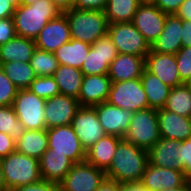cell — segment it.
I'll list each match as a JSON object with an SVG mask.
<instances>
[{
	"instance_id": "cell-31",
	"label": "cell",
	"mask_w": 191,
	"mask_h": 191,
	"mask_svg": "<svg viewBox=\"0 0 191 191\" xmlns=\"http://www.w3.org/2000/svg\"><path fill=\"white\" fill-rule=\"evenodd\" d=\"M139 4V0H108L104 10L108 23L132 22Z\"/></svg>"
},
{
	"instance_id": "cell-54",
	"label": "cell",
	"mask_w": 191,
	"mask_h": 191,
	"mask_svg": "<svg viewBox=\"0 0 191 191\" xmlns=\"http://www.w3.org/2000/svg\"><path fill=\"white\" fill-rule=\"evenodd\" d=\"M140 3L144 4H156L158 0H139Z\"/></svg>"
},
{
	"instance_id": "cell-6",
	"label": "cell",
	"mask_w": 191,
	"mask_h": 191,
	"mask_svg": "<svg viewBox=\"0 0 191 191\" xmlns=\"http://www.w3.org/2000/svg\"><path fill=\"white\" fill-rule=\"evenodd\" d=\"M45 102L46 100L28 89L18 90L12 107L26 130L46 129Z\"/></svg>"
},
{
	"instance_id": "cell-30",
	"label": "cell",
	"mask_w": 191,
	"mask_h": 191,
	"mask_svg": "<svg viewBox=\"0 0 191 191\" xmlns=\"http://www.w3.org/2000/svg\"><path fill=\"white\" fill-rule=\"evenodd\" d=\"M15 146L16 151L39 160L48 149L47 129L25 130Z\"/></svg>"
},
{
	"instance_id": "cell-18",
	"label": "cell",
	"mask_w": 191,
	"mask_h": 191,
	"mask_svg": "<svg viewBox=\"0 0 191 191\" xmlns=\"http://www.w3.org/2000/svg\"><path fill=\"white\" fill-rule=\"evenodd\" d=\"M145 68L171 88L184 84L180 79L175 54L156 53L150 49L145 57Z\"/></svg>"
},
{
	"instance_id": "cell-23",
	"label": "cell",
	"mask_w": 191,
	"mask_h": 191,
	"mask_svg": "<svg viewBox=\"0 0 191 191\" xmlns=\"http://www.w3.org/2000/svg\"><path fill=\"white\" fill-rule=\"evenodd\" d=\"M181 141L160 138L148 151V163L154 166L183 171L177 161Z\"/></svg>"
},
{
	"instance_id": "cell-20",
	"label": "cell",
	"mask_w": 191,
	"mask_h": 191,
	"mask_svg": "<svg viewBox=\"0 0 191 191\" xmlns=\"http://www.w3.org/2000/svg\"><path fill=\"white\" fill-rule=\"evenodd\" d=\"M161 138L185 141L191 138V118L178 115L164 108L157 109Z\"/></svg>"
},
{
	"instance_id": "cell-16",
	"label": "cell",
	"mask_w": 191,
	"mask_h": 191,
	"mask_svg": "<svg viewBox=\"0 0 191 191\" xmlns=\"http://www.w3.org/2000/svg\"><path fill=\"white\" fill-rule=\"evenodd\" d=\"M93 107L106 135L125 137L133 112L111 105L108 102H103Z\"/></svg>"
},
{
	"instance_id": "cell-15",
	"label": "cell",
	"mask_w": 191,
	"mask_h": 191,
	"mask_svg": "<svg viewBox=\"0 0 191 191\" xmlns=\"http://www.w3.org/2000/svg\"><path fill=\"white\" fill-rule=\"evenodd\" d=\"M187 182L181 170L162 168L147 164L140 183L146 191H165L183 186Z\"/></svg>"
},
{
	"instance_id": "cell-29",
	"label": "cell",
	"mask_w": 191,
	"mask_h": 191,
	"mask_svg": "<svg viewBox=\"0 0 191 191\" xmlns=\"http://www.w3.org/2000/svg\"><path fill=\"white\" fill-rule=\"evenodd\" d=\"M53 77L58 84L60 94L78 98L84 77L81 69L59 65Z\"/></svg>"
},
{
	"instance_id": "cell-47",
	"label": "cell",
	"mask_w": 191,
	"mask_h": 191,
	"mask_svg": "<svg viewBox=\"0 0 191 191\" xmlns=\"http://www.w3.org/2000/svg\"><path fill=\"white\" fill-rule=\"evenodd\" d=\"M176 15L184 20H191V0H185Z\"/></svg>"
},
{
	"instance_id": "cell-11",
	"label": "cell",
	"mask_w": 191,
	"mask_h": 191,
	"mask_svg": "<svg viewBox=\"0 0 191 191\" xmlns=\"http://www.w3.org/2000/svg\"><path fill=\"white\" fill-rule=\"evenodd\" d=\"M118 54L108 34L100 37L91 44L88 55L83 61L81 67L83 75L108 74L109 65Z\"/></svg>"
},
{
	"instance_id": "cell-44",
	"label": "cell",
	"mask_w": 191,
	"mask_h": 191,
	"mask_svg": "<svg viewBox=\"0 0 191 191\" xmlns=\"http://www.w3.org/2000/svg\"><path fill=\"white\" fill-rule=\"evenodd\" d=\"M184 1L185 0H158L155 5L166 14H176Z\"/></svg>"
},
{
	"instance_id": "cell-34",
	"label": "cell",
	"mask_w": 191,
	"mask_h": 191,
	"mask_svg": "<svg viewBox=\"0 0 191 191\" xmlns=\"http://www.w3.org/2000/svg\"><path fill=\"white\" fill-rule=\"evenodd\" d=\"M25 127L18 120L12 105H0V132L10 135L17 142L25 132Z\"/></svg>"
},
{
	"instance_id": "cell-33",
	"label": "cell",
	"mask_w": 191,
	"mask_h": 191,
	"mask_svg": "<svg viewBox=\"0 0 191 191\" xmlns=\"http://www.w3.org/2000/svg\"><path fill=\"white\" fill-rule=\"evenodd\" d=\"M163 108L191 118V87L184 83L171 88Z\"/></svg>"
},
{
	"instance_id": "cell-49",
	"label": "cell",
	"mask_w": 191,
	"mask_h": 191,
	"mask_svg": "<svg viewBox=\"0 0 191 191\" xmlns=\"http://www.w3.org/2000/svg\"><path fill=\"white\" fill-rule=\"evenodd\" d=\"M53 3L61 12L73 8L74 0H49Z\"/></svg>"
},
{
	"instance_id": "cell-2",
	"label": "cell",
	"mask_w": 191,
	"mask_h": 191,
	"mask_svg": "<svg viewBox=\"0 0 191 191\" xmlns=\"http://www.w3.org/2000/svg\"><path fill=\"white\" fill-rule=\"evenodd\" d=\"M62 12L49 0H38L31 5H20L12 16L16 35L35 39L48 21Z\"/></svg>"
},
{
	"instance_id": "cell-25",
	"label": "cell",
	"mask_w": 191,
	"mask_h": 191,
	"mask_svg": "<svg viewBox=\"0 0 191 191\" xmlns=\"http://www.w3.org/2000/svg\"><path fill=\"white\" fill-rule=\"evenodd\" d=\"M122 138L105 135L86 151V161L96 168L106 171L113 160Z\"/></svg>"
},
{
	"instance_id": "cell-21",
	"label": "cell",
	"mask_w": 191,
	"mask_h": 191,
	"mask_svg": "<svg viewBox=\"0 0 191 191\" xmlns=\"http://www.w3.org/2000/svg\"><path fill=\"white\" fill-rule=\"evenodd\" d=\"M145 69V58L119 53L109 65L108 76L112 82L140 78Z\"/></svg>"
},
{
	"instance_id": "cell-14",
	"label": "cell",
	"mask_w": 191,
	"mask_h": 191,
	"mask_svg": "<svg viewBox=\"0 0 191 191\" xmlns=\"http://www.w3.org/2000/svg\"><path fill=\"white\" fill-rule=\"evenodd\" d=\"M80 107L78 99L64 94L47 99L44 110L46 129L71 125Z\"/></svg>"
},
{
	"instance_id": "cell-52",
	"label": "cell",
	"mask_w": 191,
	"mask_h": 191,
	"mask_svg": "<svg viewBox=\"0 0 191 191\" xmlns=\"http://www.w3.org/2000/svg\"><path fill=\"white\" fill-rule=\"evenodd\" d=\"M0 191H6L5 185H4V177H3L1 163H0Z\"/></svg>"
},
{
	"instance_id": "cell-36",
	"label": "cell",
	"mask_w": 191,
	"mask_h": 191,
	"mask_svg": "<svg viewBox=\"0 0 191 191\" xmlns=\"http://www.w3.org/2000/svg\"><path fill=\"white\" fill-rule=\"evenodd\" d=\"M28 90L44 100L60 94L58 84L53 76H37L31 82Z\"/></svg>"
},
{
	"instance_id": "cell-32",
	"label": "cell",
	"mask_w": 191,
	"mask_h": 191,
	"mask_svg": "<svg viewBox=\"0 0 191 191\" xmlns=\"http://www.w3.org/2000/svg\"><path fill=\"white\" fill-rule=\"evenodd\" d=\"M0 67L19 90L28 89L31 82L37 77L29 62L0 63Z\"/></svg>"
},
{
	"instance_id": "cell-42",
	"label": "cell",
	"mask_w": 191,
	"mask_h": 191,
	"mask_svg": "<svg viewBox=\"0 0 191 191\" xmlns=\"http://www.w3.org/2000/svg\"><path fill=\"white\" fill-rule=\"evenodd\" d=\"M108 0H74L73 8L81 10L104 11Z\"/></svg>"
},
{
	"instance_id": "cell-3",
	"label": "cell",
	"mask_w": 191,
	"mask_h": 191,
	"mask_svg": "<svg viewBox=\"0 0 191 191\" xmlns=\"http://www.w3.org/2000/svg\"><path fill=\"white\" fill-rule=\"evenodd\" d=\"M69 23L72 39L93 44L108 32V20L104 11L68 9L62 12Z\"/></svg>"
},
{
	"instance_id": "cell-43",
	"label": "cell",
	"mask_w": 191,
	"mask_h": 191,
	"mask_svg": "<svg viewBox=\"0 0 191 191\" xmlns=\"http://www.w3.org/2000/svg\"><path fill=\"white\" fill-rule=\"evenodd\" d=\"M16 150L15 141L7 133L0 132V159Z\"/></svg>"
},
{
	"instance_id": "cell-13",
	"label": "cell",
	"mask_w": 191,
	"mask_h": 191,
	"mask_svg": "<svg viewBox=\"0 0 191 191\" xmlns=\"http://www.w3.org/2000/svg\"><path fill=\"white\" fill-rule=\"evenodd\" d=\"M166 17L155 4L140 3L132 23L151 47L163 31Z\"/></svg>"
},
{
	"instance_id": "cell-19",
	"label": "cell",
	"mask_w": 191,
	"mask_h": 191,
	"mask_svg": "<svg viewBox=\"0 0 191 191\" xmlns=\"http://www.w3.org/2000/svg\"><path fill=\"white\" fill-rule=\"evenodd\" d=\"M112 81L107 74L84 75L78 96L80 106H90L107 102Z\"/></svg>"
},
{
	"instance_id": "cell-40",
	"label": "cell",
	"mask_w": 191,
	"mask_h": 191,
	"mask_svg": "<svg viewBox=\"0 0 191 191\" xmlns=\"http://www.w3.org/2000/svg\"><path fill=\"white\" fill-rule=\"evenodd\" d=\"M16 36L13 18L0 19V45L6 44Z\"/></svg>"
},
{
	"instance_id": "cell-56",
	"label": "cell",
	"mask_w": 191,
	"mask_h": 191,
	"mask_svg": "<svg viewBox=\"0 0 191 191\" xmlns=\"http://www.w3.org/2000/svg\"><path fill=\"white\" fill-rule=\"evenodd\" d=\"M188 183L190 184L191 186V176L187 179Z\"/></svg>"
},
{
	"instance_id": "cell-27",
	"label": "cell",
	"mask_w": 191,
	"mask_h": 191,
	"mask_svg": "<svg viewBox=\"0 0 191 191\" xmlns=\"http://www.w3.org/2000/svg\"><path fill=\"white\" fill-rule=\"evenodd\" d=\"M140 80L146 93L149 108H163L171 87L163 83L156 75L150 73L146 68Z\"/></svg>"
},
{
	"instance_id": "cell-1",
	"label": "cell",
	"mask_w": 191,
	"mask_h": 191,
	"mask_svg": "<svg viewBox=\"0 0 191 191\" xmlns=\"http://www.w3.org/2000/svg\"><path fill=\"white\" fill-rule=\"evenodd\" d=\"M148 164L147 150L136 147L122 138L109 168L105 171L106 179L120 184L140 182Z\"/></svg>"
},
{
	"instance_id": "cell-51",
	"label": "cell",
	"mask_w": 191,
	"mask_h": 191,
	"mask_svg": "<svg viewBox=\"0 0 191 191\" xmlns=\"http://www.w3.org/2000/svg\"><path fill=\"white\" fill-rule=\"evenodd\" d=\"M165 191H191V186L188 183V181L181 187H177V188H170L168 190Z\"/></svg>"
},
{
	"instance_id": "cell-12",
	"label": "cell",
	"mask_w": 191,
	"mask_h": 191,
	"mask_svg": "<svg viewBox=\"0 0 191 191\" xmlns=\"http://www.w3.org/2000/svg\"><path fill=\"white\" fill-rule=\"evenodd\" d=\"M71 125L86 151L106 135L94 107L81 106Z\"/></svg>"
},
{
	"instance_id": "cell-22",
	"label": "cell",
	"mask_w": 191,
	"mask_h": 191,
	"mask_svg": "<svg viewBox=\"0 0 191 191\" xmlns=\"http://www.w3.org/2000/svg\"><path fill=\"white\" fill-rule=\"evenodd\" d=\"M181 30L182 19L176 14H167L164 29L150 49L156 53L176 54L182 47Z\"/></svg>"
},
{
	"instance_id": "cell-55",
	"label": "cell",
	"mask_w": 191,
	"mask_h": 191,
	"mask_svg": "<svg viewBox=\"0 0 191 191\" xmlns=\"http://www.w3.org/2000/svg\"><path fill=\"white\" fill-rule=\"evenodd\" d=\"M185 84H187L191 87V76H190V79Z\"/></svg>"
},
{
	"instance_id": "cell-9",
	"label": "cell",
	"mask_w": 191,
	"mask_h": 191,
	"mask_svg": "<svg viewBox=\"0 0 191 191\" xmlns=\"http://www.w3.org/2000/svg\"><path fill=\"white\" fill-rule=\"evenodd\" d=\"M106 179L105 171L88 163H75L59 183L60 191H96Z\"/></svg>"
},
{
	"instance_id": "cell-53",
	"label": "cell",
	"mask_w": 191,
	"mask_h": 191,
	"mask_svg": "<svg viewBox=\"0 0 191 191\" xmlns=\"http://www.w3.org/2000/svg\"><path fill=\"white\" fill-rule=\"evenodd\" d=\"M38 0H20V5H31L37 2Z\"/></svg>"
},
{
	"instance_id": "cell-24",
	"label": "cell",
	"mask_w": 191,
	"mask_h": 191,
	"mask_svg": "<svg viewBox=\"0 0 191 191\" xmlns=\"http://www.w3.org/2000/svg\"><path fill=\"white\" fill-rule=\"evenodd\" d=\"M73 165L66 155L53 153V150L48 148L39 159L41 178L59 184Z\"/></svg>"
},
{
	"instance_id": "cell-28",
	"label": "cell",
	"mask_w": 191,
	"mask_h": 191,
	"mask_svg": "<svg viewBox=\"0 0 191 191\" xmlns=\"http://www.w3.org/2000/svg\"><path fill=\"white\" fill-rule=\"evenodd\" d=\"M91 45L80 40L72 39L61 45L54 53L59 65L72 66L81 69Z\"/></svg>"
},
{
	"instance_id": "cell-38",
	"label": "cell",
	"mask_w": 191,
	"mask_h": 191,
	"mask_svg": "<svg viewBox=\"0 0 191 191\" xmlns=\"http://www.w3.org/2000/svg\"><path fill=\"white\" fill-rule=\"evenodd\" d=\"M175 56L180 79L186 83L191 76V46L181 47Z\"/></svg>"
},
{
	"instance_id": "cell-8",
	"label": "cell",
	"mask_w": 191,
	"mask_h": 191,
	"mask_svg": "<svg viewBox=\"0 0 191 191\" xmlns=\"http://www.w3.org/2000/svg\"><path fill=\"white\" fill-rule=\"evenodd\" d=\"M107 34L116 46L118 53L145 58L150 51V45L132 22L109 24Z\"/></svg>"
},
{
	"instance_id": "cell-5",
	"label": "cell",
	"mask_w": 191,
	"mask_h": 191,
	"mask_svg": "<svg viewBox=\"0 0 191 191\" xmlns=\"http://www.w3.org/2000/svg\"><path fill=\"white\" fill-rule=\"evenodd\" d=\"M160 138L157 109L148 108L133 112L124 139L148 151Z\"/></svg>"
},
{
	"instance_id": "cell-35",
	"label": "cell",
	"mask_w": 191,
	"mask_h": 191,
	"mask_svg": "<svg viewBox=\"0 0 191 191\" xmlns=\"http://www.w3.org/2000/svg\"><path fill=\"white\" fill-rule=\"evenodd\" d=\"M30 65L37 76H53L59 64L54 53L36 48L30 60Z\"/></svg>"
},
{
	"instance_id": "cell-10",
	"label": "cell",
	"mask_w": 191,
	"mask_h": 191,
	"mask_svg": "<svg viewBox=\"0 0 191 191\" xmlns=\"http://www.w3.org/2000/svg\"><path fill=\"white\" fill-rule=\"evenodd\" d=\"M48 148L53 153L66 155L74 164L86 160V150L82 146L72 125L47 129Z\"/></svg>"
},
{
	"instance_id": "cell-26",
	"label": "cell",
	"mask_w": 191,
	"mask_h": 191,
	"mask_svg": "<svg viewBox=\"0 0 191 191\" xmlns=\"http://www.w3.org/2000/svg\"><path fill=\"white\" fill-rule=\"evenodd\" d=\"M35 49L34 39L16 35L6 44L0 45V63L30 62Z\"/></svg>"
},
{
	"instance_id": "cell-41",
	"label": "cell",
	"mask_w": 191,
	"mask_h": 191,
	"mask_svg": "<svg viewBox=\"0 0 191 191\" xmlns=\"http://www.w3.org/2000/svg\"><path fill=\"white\" fill-rule=\"evenodd\" d=\"M12 191H60L59 184L41 180L38 183L14 188Z\"/></svg>"
},
{
	"instance_id": "cell-37",
	"label": "cell",
	"mask_w": 191,
	"mask_h": 191,
	"mask_svg": "<svg viewBox=\"0 0 191 191\" xmlns=\"http://www.w3.org/2000/svg\"><path fill=\"white\" fill-rule=\"evenodd\" d=\"M18 90L0 67V105H12Z\"/></svg>"
},
{
	"instance_id": "cell-46",
	"label": "cell",
	"mask_w": 191,
	"mask_h": 191,
	"mask_svg": "<svg viewBox=\"0 0 191 191\" xmlns=\"http://www.w3.org/2000/svg\"><path fill=\"white\" fill-rule=\"evenodd\" d=\"M181 41L182 47L191 46V20L182 19Z\"/></svg>"
},
{
	"instance_id": "cell-4",
	"label": "cell",
	"mask_w": 191,
	"mask_h": 191,
	"mask_svg": "<svg viewBox=\"0 0 191 191\" xmlns=\"http://www.w3.org/2000/svg\"><path fill=\"white\" fill-rule=\"evenodd\" d=\"M6 191L42 180L39 160L18 151L0 159Z\"/></svg>"
},
{
	"instance_id": "cell-17",
	"label": "cell",
	"mask_w": 191,
	"mask_h": 191,
	"mask_svg": "<svg viewBox=\"0 0 191 191\" xmlns=\"http://www.w3.org/2000/svg\"><path fill=\"white\" fill-rule=\"evenodd\" d=\"M34 40L36 48L52 53L69 42L71 35L66 16L61 13L57 18L48 21Z\"/></svg>"
},
{
	"instance_id": "cell-50",
	"label": "cell",
	"mask_w": 191,
	"mask_h": 191,
	"mask_svg": "<svg viewBox=\"0 0 191 191\" xmlns=\"http://www.w3.org/2000/svg\"><path fill=\"white\" fill-rule=\"evenodd\" d=\"M122 191H146L140 182L121 184Z\"/></svg>"
},
{
	"instance_id": "cell-7",
	"label": "cell",
	"mask_w": 191,
	"mask_h": 191,
	"mask_svg": "<svg viewBox=\"0 0 191 191\" xmlns=\"http://www.w3.org/2000/svg\"><path fill=\"white\" fill-rule=\"evenodd\" d=\"M107 102L131 112L149 108L140 78L112 82Z\"/></svg>"
},
{
	"instance_id": "cell-45",
	"label": "cell",
	"mask_w": 191,
	"mask_h": 191,
	"mask_svg": "<svg viewBox=\"0 0 191 191\" xmlns=\"http://www.w3.org/2000/svg\"><path fill=\"white\" fill-rule=\"evenodd\" d=\"M19 6L20 0H0V19L12 17Z\"/></svg>"
},
{
	"instance_id": "cell-39",
	"label": "cell",
	"mask_w": 191,
	"mask_h": 191,
	"mask_svg": "<svg viewBox=\"0 0 191 191\" xmlns=\"http://www.w3.org/2000/svg\"><path fill=\"white\" fill-rule=\"evenodd\" d=\"M177 161L183 167V172L188 179L191 176V138L181 141Z\"/></svg>"
},
{
	"instance_id": "cell-48",
	"label": "cell",
	"mask_w": 191,
	"mask_h": 191,
	"mask_svg": "<svg viewBox=\"0 0 191 191\" xmlns=\"http://www.w3.org/2000/svg\"><path fill=\"white\" fill-rule=\"evenodd\" d=\"M96 191H122L121 184L105 179Z\"/></svg>"
}]
</instances>
